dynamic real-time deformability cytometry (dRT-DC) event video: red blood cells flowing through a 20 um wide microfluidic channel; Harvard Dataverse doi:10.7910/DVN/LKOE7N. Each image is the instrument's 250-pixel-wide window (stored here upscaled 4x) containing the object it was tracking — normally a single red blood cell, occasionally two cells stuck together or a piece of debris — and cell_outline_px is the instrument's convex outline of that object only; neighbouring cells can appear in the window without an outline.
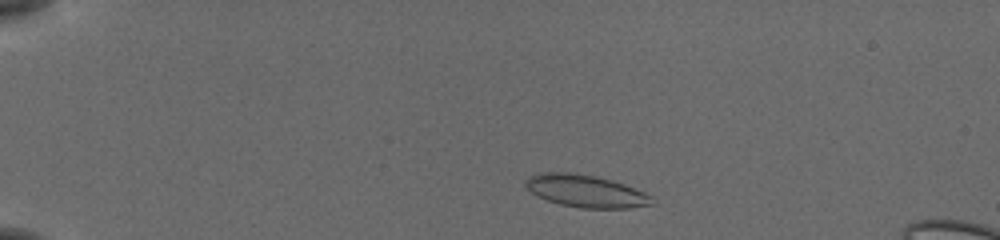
{"species": "common noctule bat (a hibernating species)", "species_latin": "Nyctalus noctula", "temperature_condition": "cold", "stored_images_in_passage": 48, "camera_frame_rate_fps": 3000, "um_per_image_px": 0.085, "animal": {"sex": "female", "body_mass_g": 19.5, "forearm_length_mm": 54.1}, "frame": {"image": 1, "passage_image": 5, "time_ms": 1.333, "image_size_px": [1000, 240], "cell_outline_px": [[656, 204], [628, 208], [580, 208], [560, 204], [536, 196], [524, 184], [524, 180], [528, 176], [540, 172], [568, 172], [596, 176], [612, 180], [624, 184], [644, 192], [652, 196]], "centroid_in_image_um": [49.79, 16.24], "position_along_channel_um": 35.2, "area_um2": 23.99}}
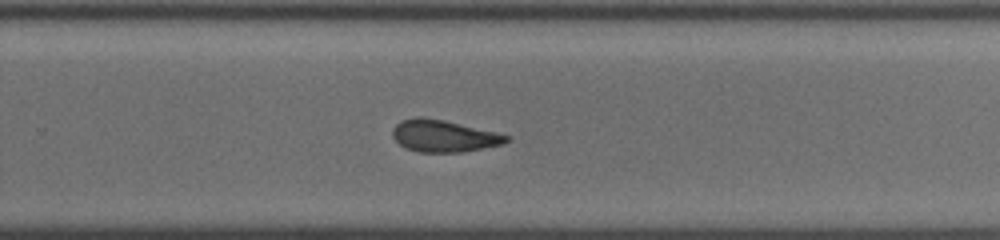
{"frame": {"image": 2, "passage_image": 31, "time_ms": 10.0, "image_size_px": [1000, 240], "cell_outline_px": [[512, 136], [504, 144], [460, 152], [420, 152], [404, 148], [392, 136], [392, 128], [400, 120], [416, 116], [420, 116], [444, 120], [496, 132]], "centroid_in_image_um": [37.69, 11.55], "position_along_channel_um": 292.1, "area_um2": 21.27}}
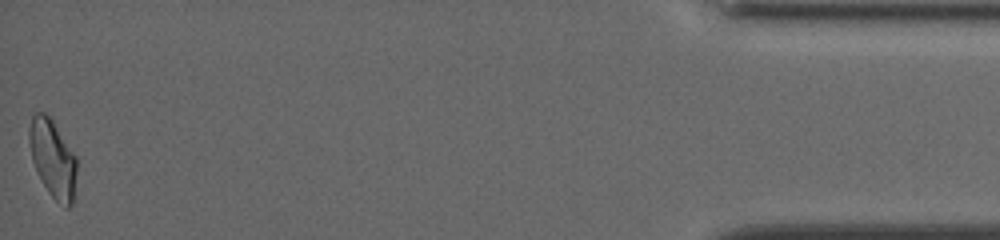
{"frame": {"image": 3, "passage_image": 48, "time_ms": 15.667, "image_size_px": [1000, 240], "cell_outline_px": [[76, 172], [72, 204], [68, 208], [64, 208], [48, 192], [32, 160], [28, 140], [28, 128], [32, 116], [36, 112], [44, 112], [52, 120], [76, 156]], "centroid_in_image_um": [4.47, 13.46], "position_along_channel_um": 430.7, "area_um2": 21.27}, "authors_computed_cell_mechanics": {"area_um2": 21.8195, "velocity_mm_per_s": 3.818, "shape_relaxation_time_tau1_ms": null, "shape_relaxation_time_tau2_ms": 2.7054, "deformation_change_tau1": null, "deformation_change_tau2": 0.0808}}